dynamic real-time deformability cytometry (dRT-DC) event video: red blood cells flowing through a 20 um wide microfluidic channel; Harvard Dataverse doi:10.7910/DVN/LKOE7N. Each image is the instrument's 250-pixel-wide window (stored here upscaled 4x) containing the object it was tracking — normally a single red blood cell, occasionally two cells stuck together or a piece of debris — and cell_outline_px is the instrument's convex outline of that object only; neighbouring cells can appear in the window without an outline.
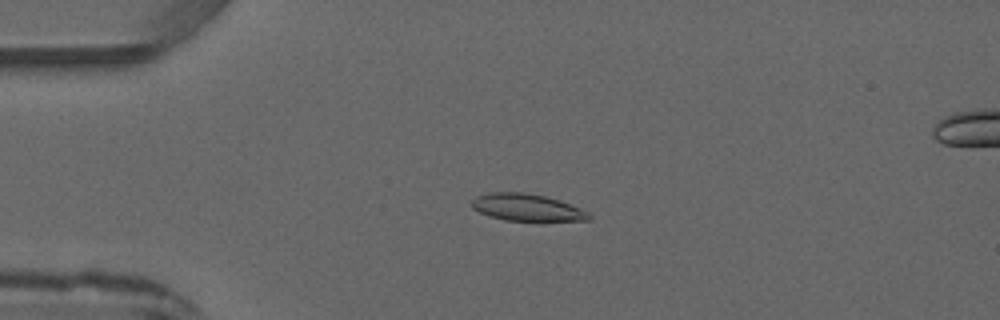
{"species": "common noctule bat (a hibernating species)", "species_latin": "Nyctalus noctula", "temperature_condition": "warm", "stored_images_in_passage": 4, "camera_frame_rate_fps": 3000, "um_per_image_px": 0.085, "animal": {"sex": "male", "forearm_length_mm": 52.5}, "frame": {"image": 1, "passage_image": 2, "time_ms": 1.333, "image_size_px": [1000, 320], "cell_outline_px": [[592, 216], [588, 220], [504, 220], [488, 216], [472, 208], [472, 200], [476, 196], [488, 192], [524, 192], [544, 196], [560, 200], [580, 208], [588, 212]], "centroid_in_image_um": [44.75, 17.62], "position_along_channel_um": 40.2, "area_um2": 18.32}}